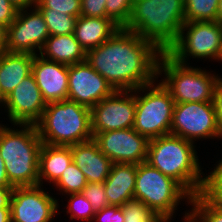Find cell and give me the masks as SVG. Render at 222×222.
Masks as SVG:
<instances>
[{
    "instance_id": "30",
    "label": "cell",
    "mask_w": 222,
    "mask_h": 222,
    "mask_svg": "<svg viewBox=\"0 0 222 222\" xmlns=\"http://www.w3.org/2000/svg\"><path fill=\"white\" fill-rule=\"evenodd\" d=\"M133 1L134 0H106L107 18H111L123 28L130 18Z\"/></svg>"
},
{
    "instance_id": "34",
    "label": "cell",
    "mask_w": 222,
    "mask_h": 222,
    "mask_svg": "<svg viewBox=\"0 0 222 222\" xmlns=\"http://www.w3.org/2000/svg\"><path fill=\"white\" fill-rule=\"evenodd\" d=\"M106 0H81V13L80 15L86 17H107Z\"/></svg>"
},
{
    "instance_id": "14",
    "label": "cell",
    "mask_w": 222,
    "mask_h": 222,
    "mask_svg": "<svg viewBox=\"0 0 222 222\" xmlns=\"http://www.w3.org/2000/svg\"><path fill=\"white\" fill-rule=\"evenodd\" d=\"M93 140L113 163L147 161L149 140L133 128L93 133Z\"/></svg>"
},
{
    "instance_id": "41",
    "label": "cell",
    "mask_w": 222,
    "mask_h": 222,
    "mask_svg": "<svg viewBox=\"0 0 222 222\" xmlns=\"http://www.w3.org/2000/svg\"><path fill=\"white\" fill-rule=\"evenodd\" d=\"M6 33L7 27L0 23V53L6 49Z\"/></svg>"
},
{
    "instance_id": "36",
    "label": "cell",
    "mask_w": 222,
    "mask_h": 222,
    "mask_svg": "<svg viewBox=\"0 0 222 222\" xmlns=\"http://www.w3.org/2000/svg\"><path fill=\"white\" fill-rule=\"evenodd\" d=\"M213 104L216 112L219 138H222V78L220 77L214 90Z\"/></svg>"
},
{
    "instance_id": "22",
    "label": "cell",
    "mask_w": 222,
    "mask_h": 222,
    "mask_svg": "<svg viewBox=\"0 0 222 222\" xmlns=\"http://www.w3.org/2000/svg\"><path fill=\"white\" fill-rule=\"evenodd\" d=\"M87 52L75 39L73 33L51 35L47 38L39 55L65 65H73L86 60Z\"/></svg>"
},
{
    "instance_id": "44",
    "label": "cell",
    "mask_w": 222,
    "mask_h": 222,
    "mask_svg": "<svg viewBox=\"0 0 222 222\" xmlns=\"http://www.w3.org/2000/svg\"><path fill=\"white\" fill-rule=\"evenodd\" d=\"M216 22L222 25V0H219L218 3Z\"/></svg>"
},
{
    "instance_id": "13",
    "label": "cell",
    "mask_w": 222,
    "mask_h": 222,
    "mask_svg": "<svg viewBox=\"0 0 222 222\" xmlns=\"http://www.w3.org/2000/svg\"><path fill=\"white\" fill-rule=\"evenodd\" d=\"M41 185L14 187L10 201L11 222H52L58 200Z\"/></svg>"
},
{
    "instance_id": "25",
    "label": "cell",
    "mask_w": 222,
    "mask_h": 222,
    "mask_svg": "<svg viewBox=\"0 0 222 222\" xmlns=\"http://www.w3.org/2000/svg\"><path fill=\"white\" fill-rule=\"evenodd\" d=\"M185 22L216 21L219 0H184Z\"/></svg>"
},
{
    "instance_id": "42",
    "label": "cell",
    "mask_w": 222,
    "mask_h": 222,
    "mask_svg": "<svg viewBox=\"0 0 222 222\" xmlns=\"http://www.w3.org/2000/svg\"><path fill=\"white\" fill-rule=\"evenodd\" d=\"M205 177H222V159L218 161L212 172H210L209 175L206 174Z\"/></svg>"
},
{
    "instance_id": "6",
    "label": "cell",
    "mask_w": 222,
    "mask_h": 222,
    "mask_svg": "<svg viewBox=\"0 0 222 222\" xmlns=\"http://www.w3.org/2000/svg\"><path fill=\"white\" fill-rule=\"evenodd\" d=\"M162 73L165 77L161 82L169 90L175 104L213 102L215 86L220 78L217 74L182 64L167 52H162L158 60V77Z\"/></svg>"
},
{
    "instance_id": "23",
    "label": "cell",
    "mask_w": 222,
    "mask_h": 222,
    "mask_svg": "<svg viewBox=\"0 0 222 222\" xmlns=\"http://www.w3.org/2000/svg\"><path fill=\"white\" fill-rule=\"evenodd\" d=\"M72 162L70 146H54L43 143L39 152L38 185L55 183Z\"/></svg>"
},
{
    "instance_id": "27",
    "label": "cell",
    "mask_w": 222,
    "mask_h": 222,
    "mask_svg": "<svg viewBox=\"0 0 222 222\" xmlns=\"http://www.w3.org/2000/svg\"><path fill=\"white\" fill-rule=\"evenodd\" d=\"M39 10L44 16L50 36L74 33L77 17L64 14V12H53L51 9Z\"/></svg>"
},
{
    "instance_id": "4",
    "label": "cell",
    "mask_w": 222,
    "mask_h": 222,
    "mask_svg": "<svg viewBox=\"0 0 222 222\" xmlns=\"http://www.w3.org/2000/svg\"><path fill=\"white\" fill-rule=\"evenodd\" d=\"M15 126L22 129L15 130L0 124V155L4 160L9 183L13 187L38 185L42 140L35 125L14 124Z\"/></svg>"
},
{
    "instance_id": "35",
    "label": "cell",
    "mask_w": 222,
    "mask_h": 222,
    "mask_svg": "<svg viewBox=\"0 0 222 222\" xmlns=\"http://www.w3.org/2000/svg\"><path fill=\"white\" fill-rule=\"evenodd\" d=\"M96 222H124L123 210L119 206L109 205L94 215Z\"/></svg>"
},
{
    "instance_id": "21",
    "label": "cell",
    "mask_w": 222,
    "mask_h": 222,
    "mask_svg": "<svg viewBox=\"0 0 222 222\" xmlns=\"http://www.w3.org/2000/svg\"><path fill=\"white\" fill-rule=\"evenodd\" d=\"M120 28L111 18L80 15L77 17L73 34L75 39L87 52L107 41Z\"/></svg>"
},
{
    "instance_id": "18",
    "label": "cell",
    "mask_w": 222,
    "mask_h": 222,
    "mask_svg": "<svg viewBox=\"0 0 222 222\" xmlns=\"http://www.w3.org/2000/svg\"><path fill=\"white\" fill-rule=\"evenodd\" d=\"M72 161L84 173L87 183H104L113 162L104 155L97 143L92 139L71 145Z\"/></svg>"
},
{
    "instance_id": "7",
    "label": "cell",
    "mask_w": 222,
    "mask_h": 222,
    "mask_svg": "<svg viewBox=\"0 0 222 222\" xmlns=\"http://www.w3.org/2000/svg\"><path fill=\"white\" fill-rule=\"evenodd\" d=\"M134 198L165 222H171L179 203L185 199L189 205L192 195L173 178L164 175L148 162H142L136 164Z\"/></svg>"
},
{
    "instance_id": "40",
    "label": "cell",
    "mask_w": 222,
    "mask_h": 222,
    "mask_svg": "<svg viewBox=\"0 0 222 222\" xmlns=\"http://www.w3.org/2000/svg\"><path fill=\"white\" fill-rule=\"evenodd\" d=\"M18 10L31 8L36 5V0H8Z\"/></svg>"
},
{
    "instance_id": "15",
    "label": "cell",
    "mask_w": 222,
    "mask_h": 222,
    "mask_svg": "<svg viewBox=\"0 0 222 222\" xmlns=\"http://www.w3.org/2000/svg\"><path fill=\"white\" fill-rule=\"evenodd\" d=\"M114 91L86 60L68 65V100L91 109Z\"/></svg>"
},
{
    "instance_id": "29",
    "label": "cell",
    "mask_w": 222,
    "mask_h": 222,
    "mask_svg": "<svg viewBox=\"0 0 222 222\" xmlns=\"http://www.w3.org/2000/svg\"><path fill=\"white\" fill-rule=\"evenodd\" d=\"M68 196L69 201L66 206V213L70 214V219L92 222L96 212L92 208L89 200L86 199L82 193H71L68 194Z\"/></svg>"
},
{
    "instance_id": "1",
    "label": "cell",
    "mask_w": 222,
    "mask_h": 222,
    "mask_svg": "<svg viewBox=\"0 0 222 222\" xmlns=\"http://www.w3.org/2000/svg\"><path fill=\"white\" fill-rule=\"evenodd\" d=\"M161 54L151 41L120 28L107 41L88 50L86 61L114 90H135L157 81Z\"/></svg>"
},
{
    "instance_id": "32",
    "label": "cell",
    "mask_w": 222,
    "mask_h": 222,
    "mask_svg": "<svg viewBox=\"0 0 222 222\" xmlns=\"http://www.w3.org/2000/svg\"><path fill=\"white\" fill-rule=\"evenodd\" d=\"M89 200L95 212L109 206L108 197L105 194L104 183L90 182L81 192Z\"/></svg>"
},
{
    "instance_id": "12",
    "label": "cell",
    "mask_w": 222,
    "mask_h": 222,
    "mask_svg": "<svg viewBox=\"0 0 222 222\" xmlns=\"http://www.w3.org/2000/svg\"><path fill=\"white\" fill-rule=\"evenodd\" d=\"M90 111L92 133L133 128L136 111L135 90H115Z\"/></svg>"
},
{
    "instance_id": "16",
    "label": "cell",
    "mask_w": 222,
    "mask_h": 222,
    "mask_svg": "<svg viewBox=\"0 0 222 222\" xmlns=\"http://www.w3.org/2000/svg\"><path fill=\"white\" fill-rule=\"evenodd\" d=\"M46 105L34 75L30 74L4 99L2 106L6 108L11 124L35 125Z\"/></svg>"
},
{
    "instance_id": "26",
    "label": "cell",
    "mask_w": 222,
    "mask_h": 222,
    "mask_svg": "<svg viewBox=\"0 0 222 222\" xmlns=\"http://www.w3.org/2000/svg\"><path fill=\"white\" fill-rule=\"evenodd\" d=\"M59 188L62 195L71 193H81L87 185V180L84 173L72 161L66 170L62 173L61 177L53 184Z\"/></svg>"
},
{
    "instance_id": "38",
    "label": "cell",
    "mask_w": 222,
    "mask_h": 222,
    "mask_svg": "<svg viewBox=\"0 0 222 222\" xmlns=\"http://www.w3.org/2000/svg\"><path fill=\"white\" fill-rule=\"evenodd\" d=\"M14 187H0V208H10Z\"/></svg>"
},
{
    "instance_id": "19",
    "label": "cell",
    "mask_w": 222,
    "mask_h": 222,
    "mask_svg": "<svg viewBox=\"0 0 222 222\" xmlns=\"http://www.w3.org/2000/svg\"><path fill=\"white\" fill-rule=\"evenodd\" d=\"M136 164L113 163L111 172L104 181L105 194L109 205L121 207L134 198Z\"/></svg>"
},
{
    "instance_id": "9",
    "label": "cell",
    "mask_w": 222,
    "mask_h": 222,
    "mask_svg": "<svg viewBox=\"0 0 222 222\" xmlns=\"http://www.w3.org/2000/svg\"><path fill=\"white\" fill-rule=\"evenodd\" d=\"M166 52L182 64H188L189 57L221 61L222 25L216 21L185 22Z\"/></svg>"
},
{
    "instance_id": "11",
    "label": "cell",
    "mask_w": 222,
    "mask_h": 222,
    "mask_svg": "<svg viewBox=\"0 0 222 222\" xmlns=\"http://www.w3.org/2000/svg\"><path fill=\"white\" fill-rule=\"evenodd\" d=\"M49 36L44 16L36 6L32 10H18L15 20L7 27L5 51L36 55Z\"/></svg>"
},
{
    "instance_id": "2",
    "label": "cell",
    "mask_w": 222,
    "mask_h": 222,
    "mask_svg": "<svg viewBox=\"0 0 222 222\" xmlns=\"http://www.w3.org/2000/svg\"><path fill=\"white\" fill-rule=\"evenodd\" d=\"M185 23L184 0H134L123 29L132 31L166 52Z\"/></svg>"
},
{
    "instance_id": "33",
    "label": "cell",
    "mask_w": 222,
    "mask_h": 222,
    "mask_svg": "<svg viewBox=\"0 0 222 222\" xmlns=\"http://www.w3.org/2000/svg\"><path fill=\"white\" fill-rule=\"evenodd\" d=\"M201 193L214 205L222 207V177H205Z\"/></svg>"
},
{
    "instance_id": "10",
    "label": "cell",
    "mask_w": 222,
    "mask_h": 222,
    "mask_svg": "<svg viewBox=\"0 0 222 222\" xmlns=\"http://www.w3.org/2000/svg\"><path fill=\"white\" fill-rule=\"evenodd\" d=\"M170 134L193 143L198 139L219 138L213 102L175 104Z\"/></svg>"
},
{
    "instance_id": "43",
    "label": "cell",
    "mask_w": 222,
    "mask_h": 222,
    "mask_svg": "<svg viewBox=\"0 0 222 222\" xmlns=\"http://www.w3.org/2000/svg\"><path fill=\"white\" fill-rule=\"evenodd\" d=\"M10 208H0V222H11Z\"/></svg>"
},
{
    "instance_id": "28",
    "label": "cell",
    "mask_w": 222,
    "mask_h": 222,
    "mask_svg": "<svg viewBox=\"0 0 222 222\" xmlns=\"http://www.w3.org/2000/svg\"><path fill=\"white\" fill-rule=\"evenodd\" d=\"M124 222H165L159 215L153 213L138 199H130L122 206Z\"/></svg>"
},
{
    "instance_id": "17",
    "label": "cell",
    "mask_w": 222,
    "mask_h": 222,
    "mask_svg": "<svg viewBox=\"0 0 222 222\" xmlns=\"http://www.w3.org/2000/svg\"><path fill=\"white\" fill-rule=\"evenodd\" d=\"M32 74L46 104L67 100L68 65L47 60L36 54Z\"/></svg>"
},
{
    "instance_id": "45",
    "label": "cell",
    "mask_w": 222,
    "mask_h": 222,
    "mask_svg": "<svg viewBox=\"0 0 222 222\" xmlns=\"http://www.w3.org/2000/svg\"><path fill=\"white\" fill-rule=\"evenodd\" d=\"M3 102H4V98L0 95V104L3 105Z\"/></svg>"
},
{
    "instance_id": "3",
    "label": "cell",
    "mask_w": 222,
    "mask_h": 222,
    "mask_svg": "<svg viewBox=\"0 0 222 222\" xmlns=\"http://www.w3.org/2000/svg\"><path fill=\"white\" fill-rule=\"evenodd\" d=\"M195 147L193 142L182 137L160 136L149 140L146 162L196 196L202 192L205 176Z\"/></svg>"
},
{
    "instance_id": "5",
    "label": "cell",
    "mask_w": 222,
    "mask_h": 222,
    "mask_svg": "<svg viewBox=\"0 0 222 222\" xmlns=\"http://www.w3.org/2000/svg\"><path fill=\"white\" fill-rule=\"evenodd\" d=\"M35 126L48 145L71 146L93 139L90 109L68 99L47 103Z\"/></svg>"
},
{
    "instance_id": "31",
    "label": "cell",
    "mask_w": 222,
    "mask_h": 222,
    "mask_svg": "<svg viewBox=\"0 0 222 222\" xmlns=\"http://www.w3.org/2000/svg\"><path fill=\"white\" fill-rule=\"evenodd\" d=\"M38 9H51L53 12H64L74 17L81 13V0H36Z\"/></svg>"
},
{
    "instance_id": "24",
    "label": "cell",
    "mask_w": 222,
    "mask_h": 222,
    "mask_svg": "<svg viewBox=\"0 0 222 222\" xmlns=\"http://www.w3.org/2000/svg\"><path fill=\"white\" fill-rule=\"evenodd\" d=\"M192 210L185 212L183 222H222V207L214 205L202 193L192 196ZM200 220V221H199Z\"/></svg>"
},
{
    "instance_id": "8",
    "label": "cell",
    "mask_w": 222,
    "mask_h": 222,
    "mask_svg": "<svg viewBox=\"0 0 222 222\" xmlns=\"http://www.w3.org/2000/svg\"><path fill=\"white\" fill-rule=\"evenodd\" d=\"M153 81L135 89V122L133 129L148 140L170 134L175 102L169 90ZM141 92V93H139ZM139 94V95H138ZM141 94V95H140Z\"/></svg>"
},
{
    "instance_id": "20",
    "label": "cell",
    "mask_w": 222,
    "mask_h": 222,
    "mask_svg": "<svg viewBox=\"0 0 222 222\" xmlns=\"http://www.w3.org/2000/svg\"><path fill=\"white\" fill-rule=\"evenodd\" d=\"M33 59L34 55L28 53H0V95L4 99L32 74Z\"/></svg>"
},
{
    "instance_id": "37",
    "label": "cell",
    "mask_w": 222,
    "mask_h": 222,
    "mask_svg": "<svg viewBox=\"0 0 222 222\" xmlns=\"http://www.w3.org/2000/svg\"><path fill=\"white\" fill-rule=\"evenodd\" d=\"M18 9L8 0H0V23L8 27L16 18Z\"/></svg>"
},
{
    "instance_id": "39",
    "label": "cell",
    "mask_w": 222,
    "mask_h": 222,
    "mask_svg": "<svg viewBox=\"0 0 222 222\" xmlns=\"http://www.w3.org/2000/svg\"><path fill=\"white\" fill-rule=\"evenodd\" d=\"M0 187H13L8 180L4 160L0 155Z\"/></svg>"
}]
</instances>
